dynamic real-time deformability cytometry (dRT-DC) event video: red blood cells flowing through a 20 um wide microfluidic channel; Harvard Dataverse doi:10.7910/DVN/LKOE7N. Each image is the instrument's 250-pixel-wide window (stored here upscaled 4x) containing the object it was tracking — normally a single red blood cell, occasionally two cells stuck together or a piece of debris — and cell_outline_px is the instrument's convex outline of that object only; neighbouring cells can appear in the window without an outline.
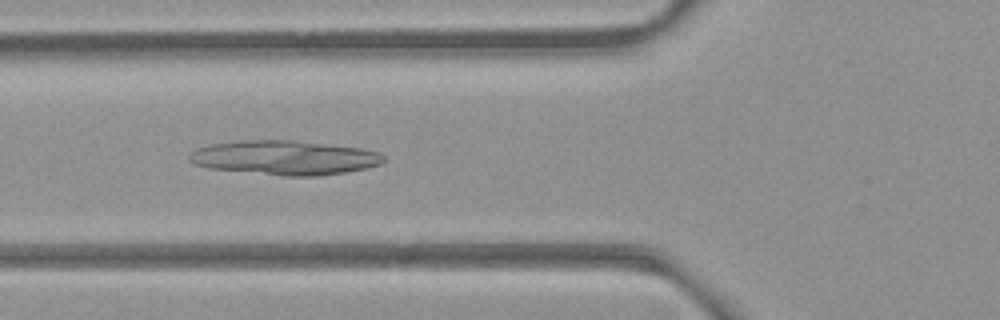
{"species": "common noctule bat (a hibernating species)", "species_latin": "Nyctalus noctula", "temperature_condition": "room temperature", "stored_images_in_passage": 53, "camera_frame_rate_fps": 3000, "um_per_image_px": 0.085, "animal": {"sex": "female", "body_mass_g": 21.9}, "frame": {"image": 1, "passage_image": 20, "time_ms": 6.333, "image_size_px": [1000, 320], "cell_outline_px": [[388, 160], [380, 164], [368, 168], [344, 172], [316, 176], [284, 176], [208, 168], [192, 164], [188, 160], [188, 152], [196, 148], [208, 144], [240, 140], [292, 140], [360, 148], [380, 152]], "centroid_in_image_um": [24.15, 13.4], "position_along_channel_um": 101.7, "area_um2": 39.25}}
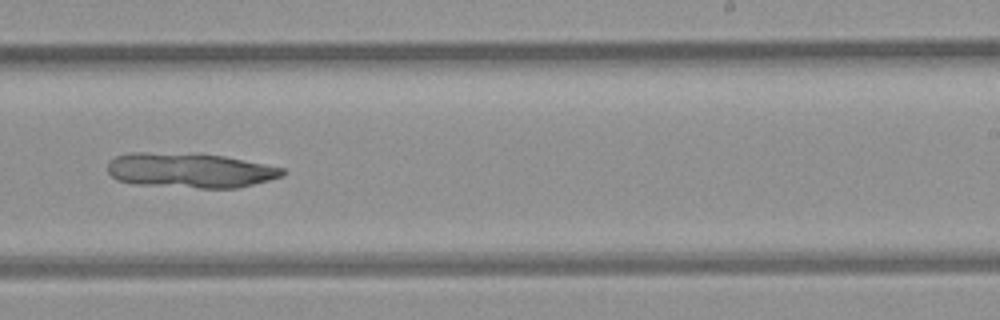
{"frame": {"image": 2, "passage_image": 33, "time_ms": 10.667, "image_size_px": [1000, 320], "cell_outline_px": [[288, 172], [284, 176], [236, 188], [200, 188], [132, 184], [116, 180], [108, 172], [108, 164], [116, 156], [132, 152], [196, 152], [224, 156], [284, 168]], "centroid_in_image_um": [16.14, 14.47], "position_along_channel_um": 272.9, "area_um2": 36.01}}
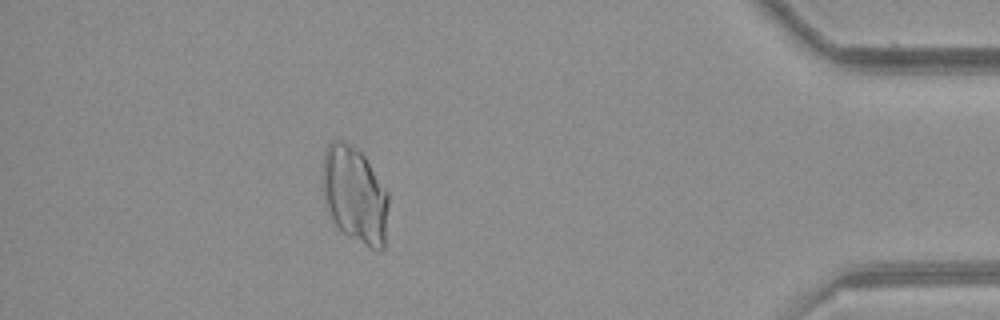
{"frame": {"image": 3, "passage_image": 47, "time_ms": 15.333, "image_size_px": [1000, 320], "cell_outline_px": [[388, 208], [384, 248], [380, 252], [376, 252], [336, 228], [332, 224], [328, 216], [324, 204], [320, 180], [324, 152], [328, 144], [332, 140], [344, 140], [356, 148], [364, 156], [388, 192]], "centroid_in_image_um": [30.1, 16.58], "position_along_channel_um": 405.1, "area_um2": 38.21}}